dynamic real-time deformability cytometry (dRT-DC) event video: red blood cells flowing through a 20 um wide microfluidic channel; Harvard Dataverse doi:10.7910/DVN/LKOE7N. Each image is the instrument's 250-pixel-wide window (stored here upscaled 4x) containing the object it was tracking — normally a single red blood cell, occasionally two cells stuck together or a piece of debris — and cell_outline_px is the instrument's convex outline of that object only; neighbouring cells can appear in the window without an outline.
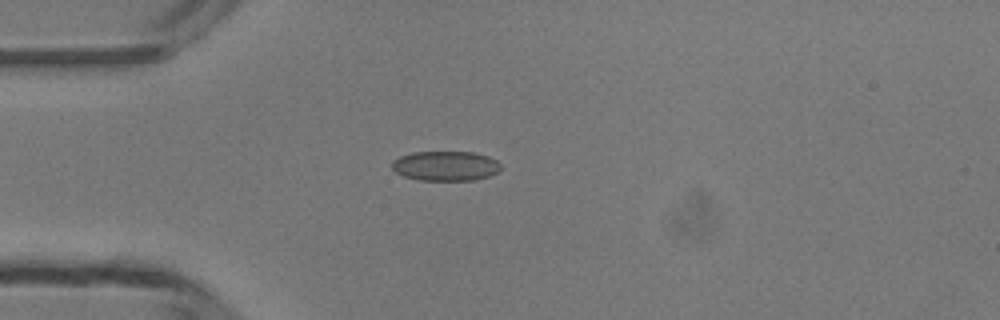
{"species": "common noctule bat (a hibernating species)", "species_latin": "Nyctalus noctula", "temperature_condition": "room temperature", "stored_images_in_passage": 37, "camera_frame_rate_fps": 3000, "um_per_image_px": 0.085, "animal": {"sex": "male", "body_mass_g": 13.3}, "frame": {"image": 1, "passage_image": 1, "time_ms": 0.0, "image_size_px": [1000, 320], "cell_outline_px": [[500, 168], [496, 172], [488, 176], [472, 180], [420, 180], [404, 176], [396, 172], [392, 168], [392, 160], [400, 156], [412, 152], [472, 152], [488, 156], [496, 160], [500, 164]], "centroid_in_image_um": [37.84, 14.09], "position_along_channel_um": 47.2, "area_um2": 18.73}}
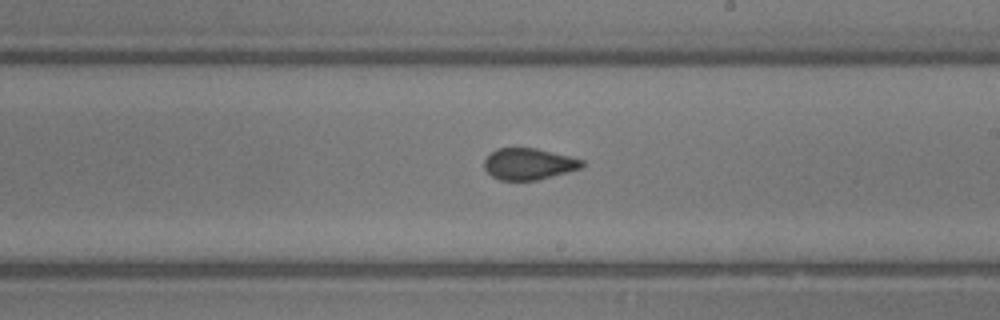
{"frame": {"image": 2, "passage_image": 16, "time_ms": 5.0, "image_size_px": [1000, 320], "cell_outline_px": [[584, 164], [580, 168], [552, 176], [536, 180], [500, 180], [492, 176], [484, 168], [484, 160], [496, 148], [536, 148], [584, 160]], "centroid_in_image_um": [44.92, 13.93], "position_along_channel_um": 244.1, "area_um2": 17.69}}
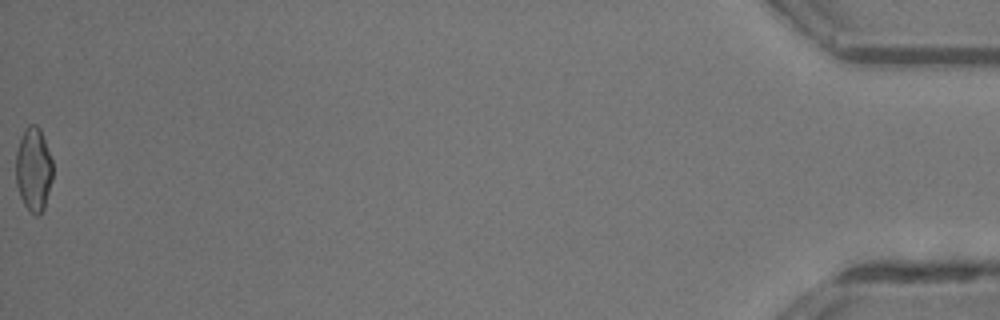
{"frame": {"image": 3, "passage_image": 37, "time_ms": 12.0, "image_size_px": [1000, 320], "cell_outline_px": [[52, 180], [44, 208], [40, 216], [36, 216], [24, 204], [20, 196], [16, 184], [16, 152], [24, 128], [28, 124], [36, 124], [40, 128], [52, 160]], "centroid_in_image_um": [2.85, 14.38], "position_along_channel_um": 432.3, "area_um2": 18.03}, "authors_computed_cell_mechanics": {"area_um2": 18.2648, "velocity_mm_per_s": 4.2175, "shape_relaxation_time_tau1_ms": null, "shape_relaxation_time_tau2_ms": 0.9333, "deformation_change_tau1": null, "deformation_change_tau2": 0.0795}}